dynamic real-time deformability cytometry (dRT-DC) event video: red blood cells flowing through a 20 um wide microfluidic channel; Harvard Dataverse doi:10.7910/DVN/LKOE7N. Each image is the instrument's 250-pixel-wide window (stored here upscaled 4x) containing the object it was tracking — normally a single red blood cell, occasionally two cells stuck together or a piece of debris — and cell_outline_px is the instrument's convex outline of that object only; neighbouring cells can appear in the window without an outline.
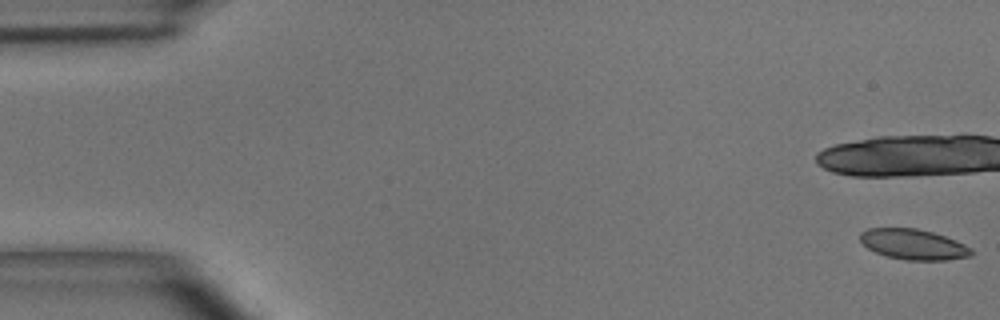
{"species": "common noctule bat (a hibernating species)", "species_latin": "Nyctalus noctula", "temperature_condition": "room temperature", "stored_images_in_passage": 5, "camera_frame_rate_fps": 3000, "um_per_image_px": 0.085, "animal": {"sex": "male", "body_mass_g": 15.6}, "frame": {"image": 1, "passage_image": 1, "time_ms": 0.0, "image_size_px": [1000, 320], "cell_outline_px": [[972, 256], [948, 260], [904, 260], [888, 256], [876, 252], [868, 248], [860, 240], [860, 232], [868, 228], [916, 228], [932, 232], [956, 240], [972, 248]], "centroid_in_image_um": [77.66, 20.77], "position_along_channel_um": 7.3, "area_um2": 19.71}}